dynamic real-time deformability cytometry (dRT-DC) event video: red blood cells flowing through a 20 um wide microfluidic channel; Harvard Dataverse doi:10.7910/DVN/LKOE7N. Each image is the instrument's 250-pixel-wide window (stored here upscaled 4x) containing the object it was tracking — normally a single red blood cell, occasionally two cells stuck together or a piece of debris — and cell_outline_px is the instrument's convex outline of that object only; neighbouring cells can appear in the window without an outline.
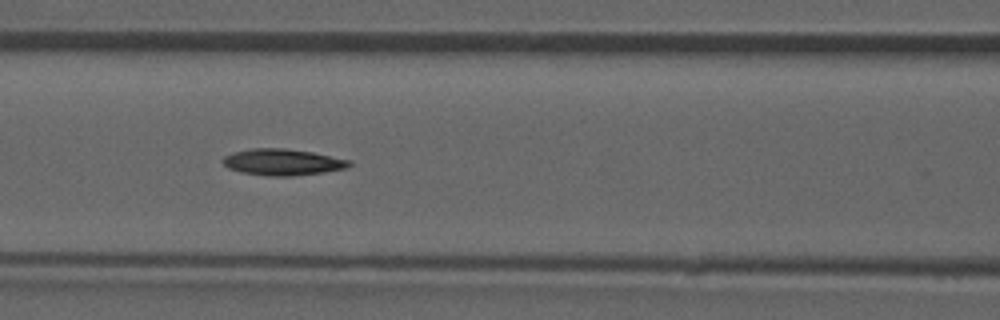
{"species": "common noctule bat (a hibernating species)", "species_latin": "Nyctalus noctula", "temperature_condition": "room temperature", "stored_images_in_passage": 48, "camera_frame_rate_fps": 3000, "um_per_image_px": 0.085, "animal": {"sex": "male", "forearm_length_mm": 52.5}, "frame": {"image": 1, "passage_image": 21, "time_ms": 6.667, "image_size_px": [1000, 320], "cell_outline_px": [[352, 164], [348, 168], [324, 172], [292, 176], [268, 176], [240, 172], [228, 168], [220, 160], [224, 156], [232, 152], [252, 148], [284, 148], [312, 152], [352, 160]], "centroid_in_image_um": [24.02, 13.78], "position_along_channel_um": 142.6, "area_um2": 19.65}}